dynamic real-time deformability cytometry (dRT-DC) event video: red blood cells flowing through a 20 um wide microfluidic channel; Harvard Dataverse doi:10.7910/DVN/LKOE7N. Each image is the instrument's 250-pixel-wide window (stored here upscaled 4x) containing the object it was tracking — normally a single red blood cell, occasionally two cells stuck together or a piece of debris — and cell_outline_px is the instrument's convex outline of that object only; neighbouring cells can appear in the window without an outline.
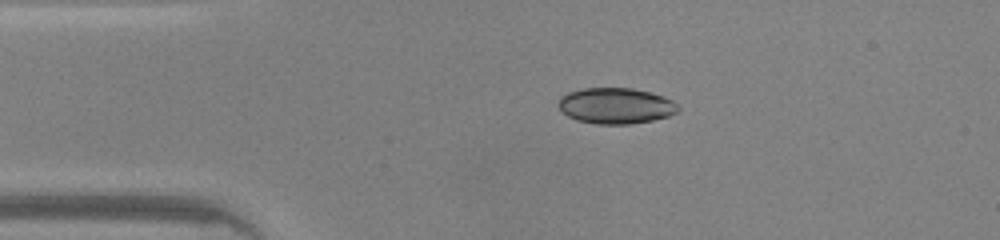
{"species": "common noctule bat (a hibernating species)", "species_latin": "Nyctalus noctula", "temperature_condition": "warm", "stored_images_in_passage": 39, "camera_frame_rate_fps": 3000, "um_per_image_px": 0.085, "animal": {"sex": "male", "body_mass_g": 20.0, "forearm_length_mm": 53.3}, "frame": {"image": 1, "passage_image": 1, "time_ms": 0.0, "image_size_px": [1000, 240], "cell_outline_px": [[680, 108], [676, 112], [668, 116], [652, 120], [628, 124], [596, 124], [576, 120], [560, 112], [556, 104], [560, 96], [568, 92], [584, 88], [632, 88], [652, 92], [664, 96], [672, 100]], "centroid_in_image_um": [52.29, 8.98], "position_along_channel_um": 32.7, "area_um2": 25.32}}
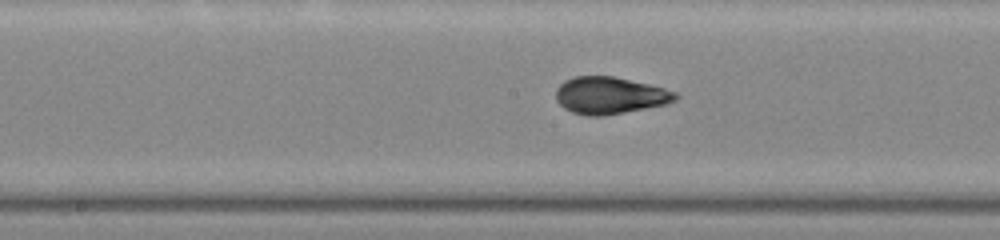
{"frame": {"image": 2, "passage_image": 15, "time_ms": 4.667, "image_size_px": [1000, 240], "cell_outline_px": [[680, 96], [676, 100], [664, 104], [644, 108], [600, 116], [588, 116], [572, 112], [564, 108], [556, 100], [556, 88], [564, 80], [576, 76], [612, 76], [648, 84], [664, 88], [676, 92]], "centroid_in_image_um": [51.81, 8.1], "position_along_channel_um": 196.4, "area_um2": 25.55}}
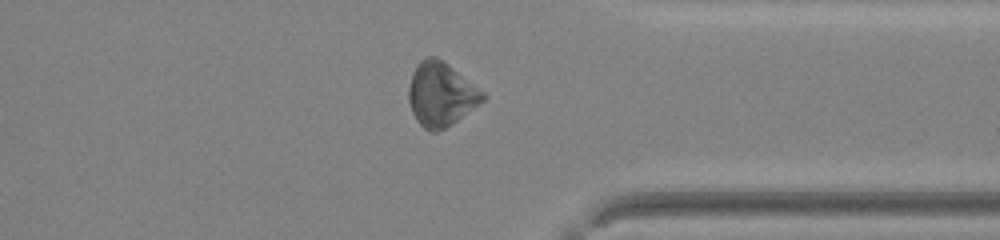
{"frame": {"image": 3, "passage_image": 28, "time_ms": 9.0, "image_size_px": [1000, 240], "cell_outline_px": [[488, 96], [484, 100], [452, 124], [436, 132], [432, 132], [424, 128], [416, 120], [412, 112], [408, 100], [408, 88], [412, 72], [416, 64], [420, 60], [428, 56], [436, 56], [444, 60], [484, 92]], "centroid_in_image_um": [37.46, 7.99], "position_along_channel_um": 373.9, "area_um2": 27.74}, "authors_computed_cell_mechanics": {"area_um2": 25.8944, "velocity_mm_per_s": 4.2538, "shape_relaxation_time_tau1_ms": 3.9501, "shape_relaxation_time_tau2_ms": 1.552, "deformation_change_tau1": 0.1251, "deformation_change_tau2": 0.0769}}